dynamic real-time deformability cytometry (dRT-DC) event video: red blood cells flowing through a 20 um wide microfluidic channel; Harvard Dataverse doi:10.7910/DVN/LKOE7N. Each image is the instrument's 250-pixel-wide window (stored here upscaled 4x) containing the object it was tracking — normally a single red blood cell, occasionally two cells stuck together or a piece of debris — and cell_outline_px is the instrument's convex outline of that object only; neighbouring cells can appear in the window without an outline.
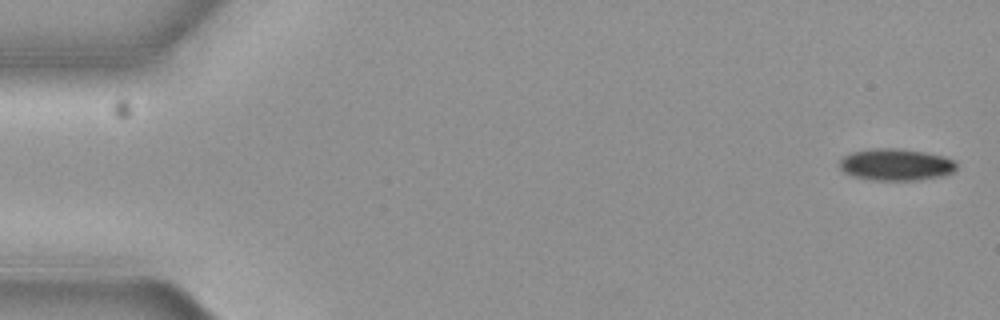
{"species": "common noctule bat (a hibernating species)", "species_latin": "Nyctalus noctula", "temperature_condition": "cold", "stored_images_in_passage": 7, "camera_frame_rate_fps": 3000, "um_per_image_px": 0.085, "animal": {"sex": "female", "body_mass_g": 19.3, "forearm_length_mm": 54.1}, "frame": {"image": 1, "passage_image": 1, "time_ms": 0.0, "image_size_px": [1000, 320], "cell_outline_px": [[956, 168], [952, 172], [940, 176], [916, 180], [872, 180], [852, 176], [844, 172], [840, 168], [840, 160], [844, 156], [852, 152], [876, 148], [892, 148], [924, 152], [944, 156], [952, 160], [956, 164]], "centroid_in_image_um": [76.12, 13.99], "position_along_channel_um": 8.9, "area_um2": 21.44}}
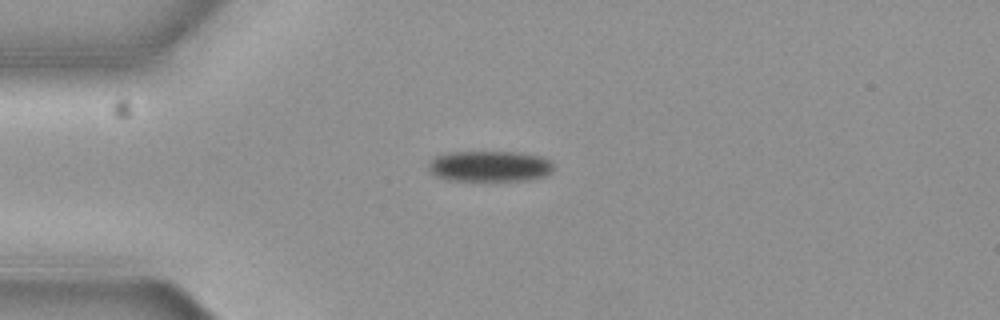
{"frame": {"image": 2, "passage_image": 5, "time_ms": 1.333, "image_size_px": [1000, 320], "cell_outline_px": [[552, 172], [544, 176], [528, 180], [448, 180], [436, 176], [428, 168], [428, 164], [436, 156], [448, 152], [512, 152], [540, 156], [548, 160], [552, 164]], "centroid_in_image_um": [41.6, 14.13], "position_along_channel_um": 43.4, "area_um2": 22.2}}
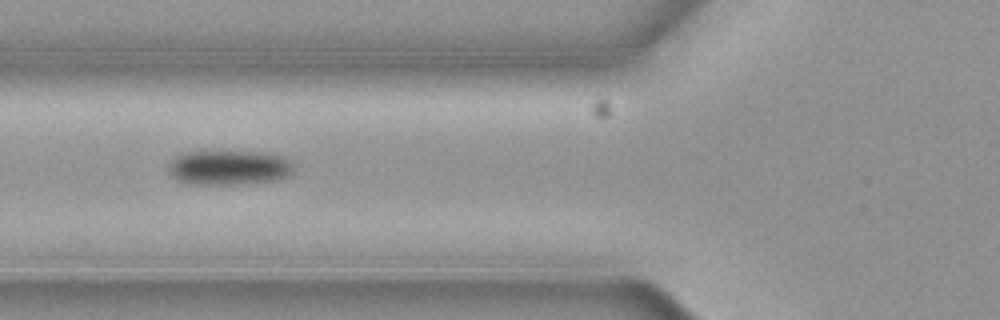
{"frame": {"image": 3, "passage_image": 7, "time_ms": 2.0, "image_size_px": [1000, 320], "cell_outline_px": [[292, 172], [288, 176], [276, 180], [240, 184], [188, 184], [176, 180], [168, 172], [168, 164], [176, 156], [184, 152], [268, 152], [284, 156], [292, 164]], "centroid_in_image_um": [19.44, 14.25], "position_along_channel_um": 106.4, "area_um2": 25.43}}